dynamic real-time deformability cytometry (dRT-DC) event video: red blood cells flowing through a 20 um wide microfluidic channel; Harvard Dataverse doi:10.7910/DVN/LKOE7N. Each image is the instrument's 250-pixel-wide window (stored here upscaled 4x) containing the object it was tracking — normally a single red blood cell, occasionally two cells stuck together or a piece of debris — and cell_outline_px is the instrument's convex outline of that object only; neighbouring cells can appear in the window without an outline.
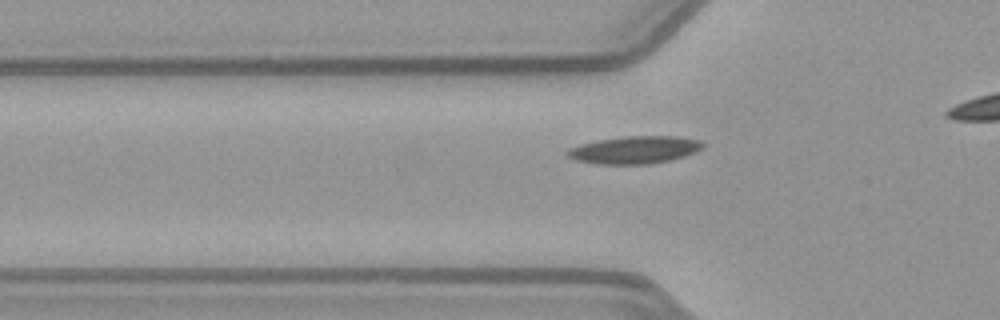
{"species": "common noctule bat (a hibernating species)", "species_latin": "Nyctalus noctula", "temperature_condition": "warm", "stored_images_in_passage": 35, "camera_frame_rate_fps": 3000, "um_per_image_px": 0.085, "animal": {"sex": "female", "body_mass_g": 21.9}, "frame": {"image": 1, "passage_image": 10, "time_ms": 3.0, "image_size_px": [1000, 320], "cell_outline_px": [[704, 148], [696, 152], [684, 156], [668, 160], [648, 164], [596, 164], [576, 160], [568, 156], [564, 152], [568, 148], [580, 144], [600, 140], [624, 136], [676, 136], [700, 140], [704, 144]], "centroid_in_image_um": [53.94, 12.73], "position_along_channel_um": 71.9, "area_um2": 21.73}}
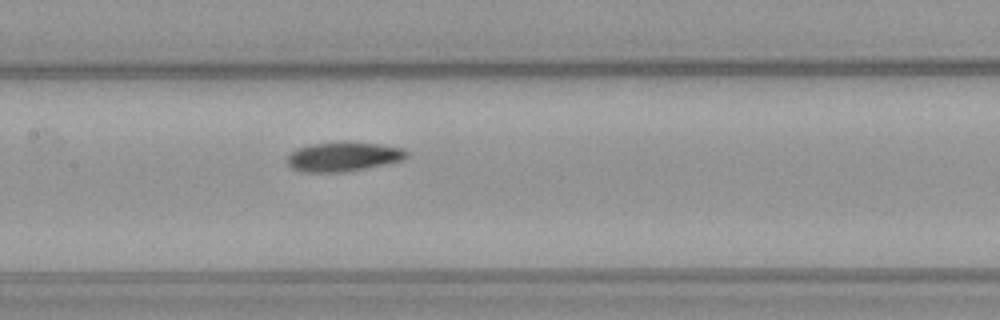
{"frame": {"image": 2, "passage_image": 18, "time_ms": 5.667, "image_size_px": [1000, 320], "cell_outline_px": [[408, 156], [404, 160], [344, 172], [300, 172], [292, 168], [288, 164], [288, 156], [296, 148], [308, 144], [348, 140], [404, 148], [408, 152]], "centroid_in_image_um": [29.17, 13.29], "position_along_channel_um": 178.2, "area_um2": 20.75}}
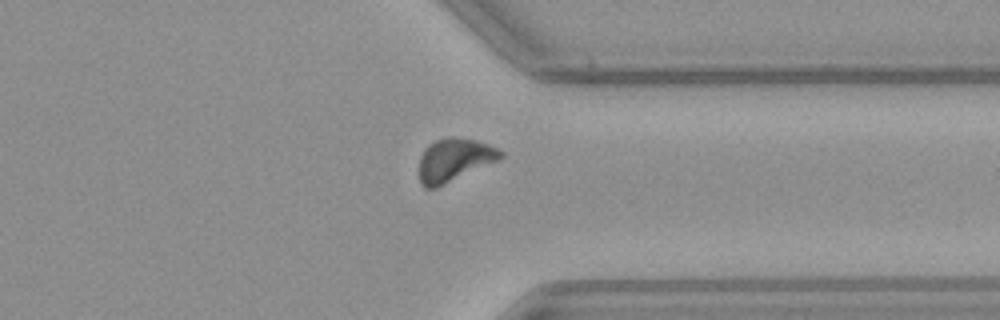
{"frame": {"image": 3, "passage_image": 33, "time_ms": 10.667, "image_size_px": [1000, 320], "cell_outline_px": [[504, 156], [496, 160], [436, 188], [424, 188], [420, 184], [420, 156], [424, 148], [428, 144], [436, 140], [448, 136], [452, 136], [476, 140], [488, 144], [504, 152]], "centroid_in_image_um": [38.57, 13.57], "position_along_channel_um": 372.8, "area_um2": 20.17}}